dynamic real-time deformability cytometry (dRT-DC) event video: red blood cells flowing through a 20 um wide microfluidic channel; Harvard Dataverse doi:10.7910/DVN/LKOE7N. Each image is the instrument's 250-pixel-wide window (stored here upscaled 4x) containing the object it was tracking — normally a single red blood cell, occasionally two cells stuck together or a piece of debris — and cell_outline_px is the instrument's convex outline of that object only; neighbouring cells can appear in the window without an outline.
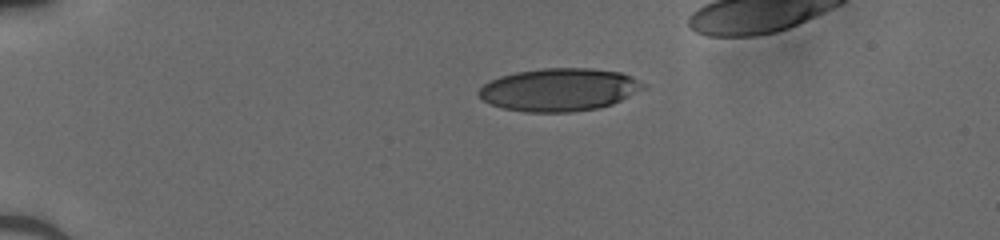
{"species": "human", "species_latin": "Homo sapiens", "temperature_condition": "cold", "stored_images_in_passage": 36, "camera_frame_rate_fps": 3000, "um_per_image_px": 0.085, "donor": {"sex": "male"}, "frame": {"image": 1, "passage_image": 1, "time_ms": 0.0, "image_size_px": [1000, 240], "cell_outline_px": [[644, 88], [612, 104], [600, 108], [568, 112], [528, 112], [504, 108], [492, 104], [484, 100], [476, 92], [484, 84], [500, 76], [516, 72], [544, 68], [592, 68], [620, 72], [632, 76], [644, 84]], "centroid_in_image_um": [47.53, 7.62], "position_along_channel_um": 37.5, "area_um2": 40.75}}
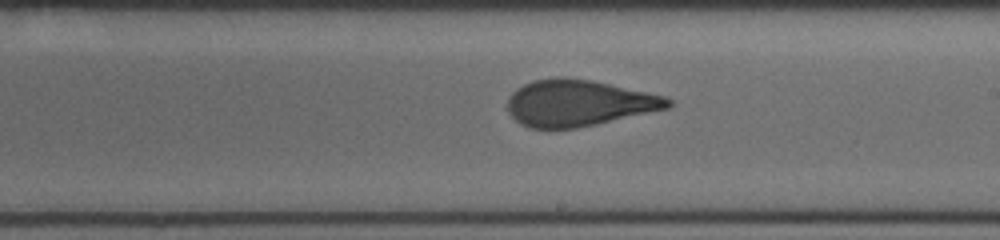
{"frame": {"image": 2, "passage_image": 20, "time_ms": 6.333, "image_size_px": [1000, 240], "cell_outline_px": [[672, 104], [668, 108], [596, 124], [576, 128], [528, 128], [520, 124], [508, 112], [508, 100], [512, 92], [516, 88], [532, 80], [556, 76], [564, 76], [592, 80], [664, 96], [672, 100]], "centroid_in_image_um": [49.14, 8.74], "position_along_channel_um": 239.9, "area_um2": 43.29}}
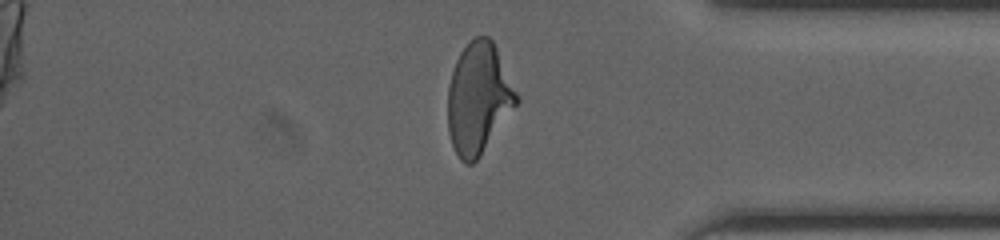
{"frame": {"image": 3, "passage_image": 32, "time_ms": 10.333, "image_size_px": [1000, 240], "cell_outline_px": [[520, 100], [480, 156], [472, 164], [464, 164], [460, 160], [452, 144], [448, 132], [448, 88], [452, 72], [456, 60], [460, 52], [476, 36], [488, 36], [492, 40], [520, 96]], "centroid_in_image_um": [40.68, 8.37], "position_along_channel_um": 394.5, "area_um2": 44.27}}